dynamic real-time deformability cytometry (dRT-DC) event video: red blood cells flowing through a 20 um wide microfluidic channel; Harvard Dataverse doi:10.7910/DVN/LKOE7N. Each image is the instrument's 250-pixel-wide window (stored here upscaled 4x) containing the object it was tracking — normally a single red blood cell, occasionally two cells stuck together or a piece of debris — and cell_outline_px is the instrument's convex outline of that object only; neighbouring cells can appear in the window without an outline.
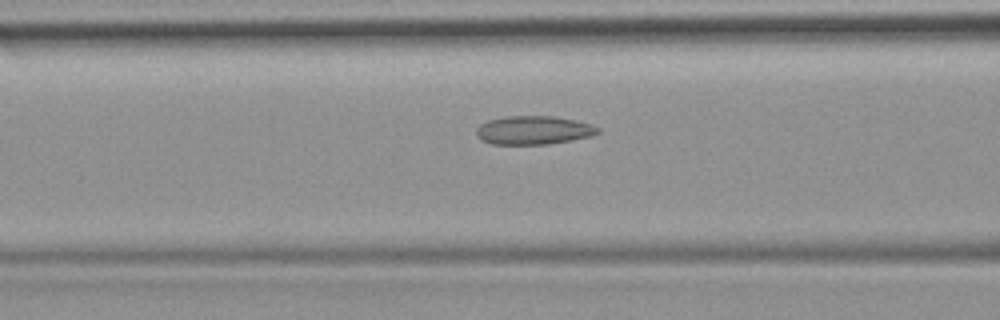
{"species": "common noctule bat (a hibernating species)", "species_latin": "Nyctalus noctula", "temperature_condition": "room temperature", "stored_images_in_passage": 41, "camera_frame_rate_fps": 3000, "um_per_image_px": 0.085, "animal": {"sex": "female", "body_mass_g": 19.9}, "frame": {"image": 1, "passage_image": 12, "time_ms": 3.667, "image_size_px": [1000, 320], "cell_outline_px": [[600, 132], [592, 136], [548, 144], [492, 144], [476, 136], [476, 128], [480, 124], [488, 120], [508, 116], [552, 116], [592, 124], [600, 128]], "centroid_in_image_um": [45.35, 11.06], "position_along_channel_um": 121.2, "area_um2": 20.11}}
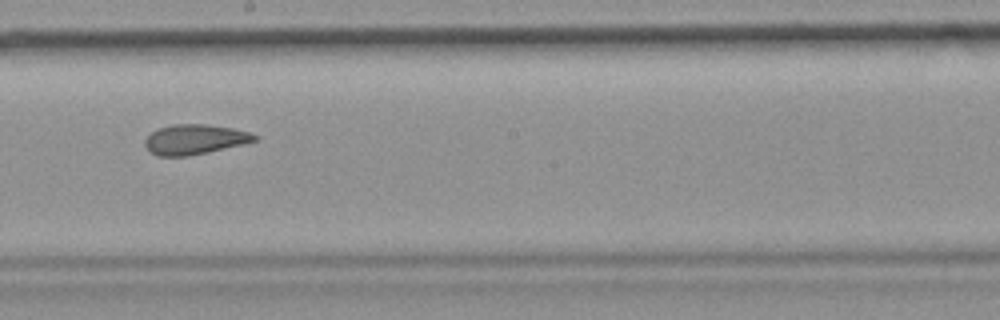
{"frame": {"image": 2, "passage_image": 20, "time_ms": 6.333, "image_size_px": [1000, 320], "cell_outline_px": [[256, 140], [244, 144], [208, 152], [188, 156], [156, 156], [148, 152], [144, 144], [144, 140], [152, 132], [160, 128], [172, 124], [208, 124], [232, 128], [248, 132], [256, 136]], "centroid_in_image_um": [16.5, 11.86], "position_along_channel_um": 231.7, "area_um2": 19.13}}
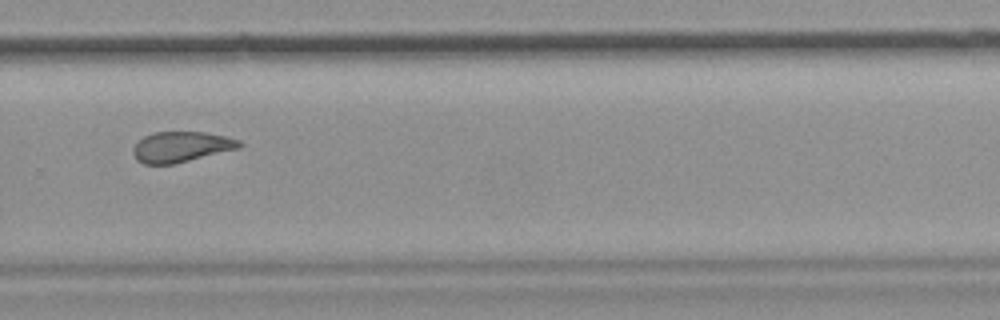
{"frame": {"image": 3, "passage_image": 26, "time_ms": 8.333, "image_size_px": [1000, 320], "cell_outline_px": [[244, 144], [240, 148], [176, 164], [144, 164], [136, 160], [132, 152], [132, 148], [144, 136], [152, 132], [204, 132], [224, 136], [240, 140]], "centroid_in_image_um": [15.4, 12.49], "position_along_channel_um": 314.4, "area_um2": 19.07}}